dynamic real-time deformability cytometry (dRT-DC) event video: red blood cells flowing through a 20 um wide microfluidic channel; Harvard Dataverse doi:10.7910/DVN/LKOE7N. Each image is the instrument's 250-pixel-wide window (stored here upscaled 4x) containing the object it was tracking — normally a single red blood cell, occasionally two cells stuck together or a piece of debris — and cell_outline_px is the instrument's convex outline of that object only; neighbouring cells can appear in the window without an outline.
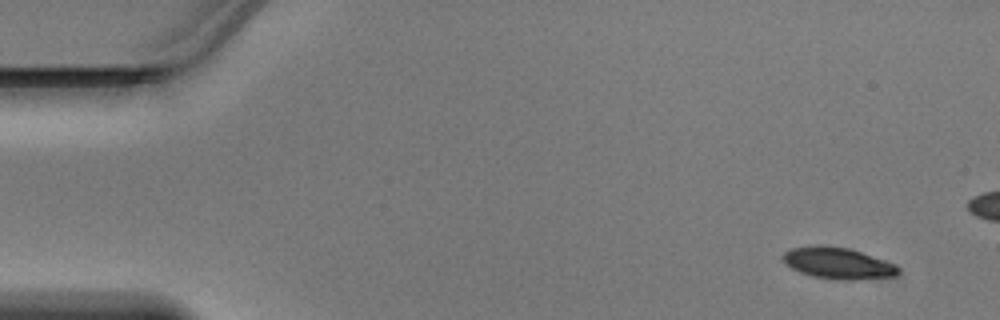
{"species": "Egyptian fruit bat (a non-hibernating species)", "species_latin": "Rousettus aegyptiacus", "temperature_condition": "warm", "stored_images_in_passage": 46, "camera_frame_rate_fps": 3000, "um_per_image_px": 0.085, "animal": {"sex": "male"}, "frame": {"image": 1, "passage_image": 1, "time_ms": 0.0, "image_size_px": [1000, 320], "cell_outline_px": [[900, 272], [896, 276], [856, 280], [840, 280], [812, 276], [800, 272], [792, 268], [780, 256], [784, 252], [792, 248], [816, 244], [848, 248], [860, 252], [892, 264], [900, 268]], "centroid_in_image_um": [71.19, 22.37], "position_along_channel_um": 13.8, "area_um2": 20.92}}
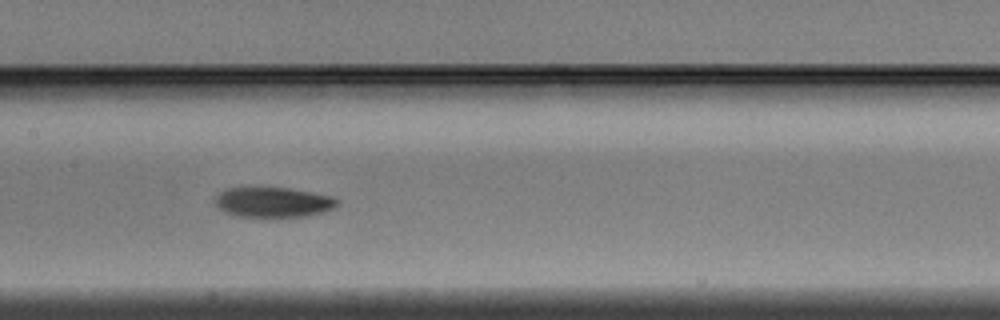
{"frame": {"image": 2, "passage_image": 21, "time_ms": 6.667, "image_size_px": [1000, 320], "cell_outline_px": [[340, 204], [336, 208], [324, 212], [308, 216], [276, 220], [240, 216], [224, 212], [216, 208], [216, 196], [220, 192], [228, 188], [248, 184], [256, 184], [288, 188], [336, 196], [340, 200]], "centroid_in_image_um": [23.24, 17.18], "position_along_channel_um": 184.2, "area_um2": 23.47}}
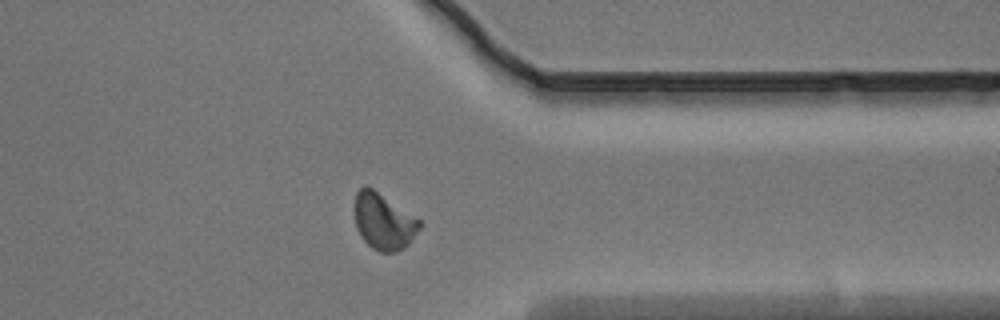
{"frame": {"image": 3, "passage_image": 35, "time_ms": 11.333, "image_size_px": [1000, 320], "cell_outline_px": [[420, 228], [408, 244], [404, 248], [396, 252], [380, 252], [372, 248], [360, 236], [356, 228], [356, 192], [364, 184], [372, 188], [420, 220]], "centroid_in_image_um": [32.6, 18.84], "position_along_channel_um": 378.8, "area_um2": 20.92}}